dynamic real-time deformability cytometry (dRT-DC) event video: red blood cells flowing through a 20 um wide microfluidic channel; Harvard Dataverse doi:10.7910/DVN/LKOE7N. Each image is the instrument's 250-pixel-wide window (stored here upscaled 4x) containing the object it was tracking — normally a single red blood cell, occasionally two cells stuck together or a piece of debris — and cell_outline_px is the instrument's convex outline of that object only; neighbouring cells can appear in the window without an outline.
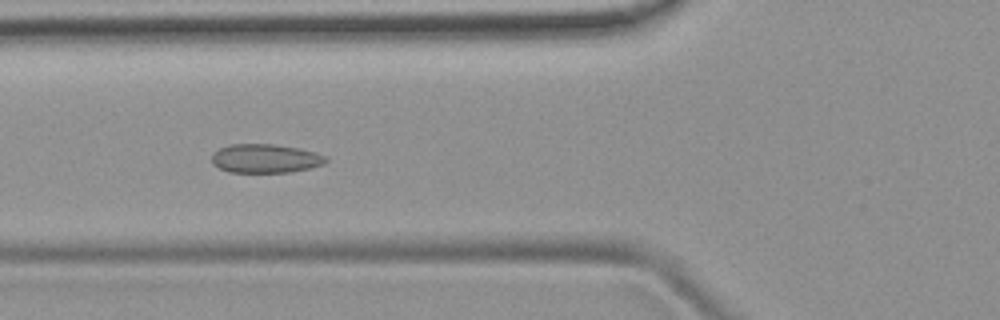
{"species": "common noctule bat (a hibernating species)", "species_latin": "Nyctalus noctula", "temperature_condition": "room temperature", "stored_images_in_passage": 52, "camera_frame_rate_fps": 3000, "um_per_image_px": 0.085, "animal": {"sex": "female", "body_mass_g": 19.9}, "frame": {"image": 1, "passage_image": 20, "time_ms": 6.333, "image_size_px": [1000, 320], "cell_outline_px": [[328, 160], [324, 164], [292, 172], [228, 172], [212, 164], [212, 152], [228, 144], [276, 144], [316, 152], [328, 156]], "centroid_in_image_um": [22.55, 13.46], "position_along_channel_um": 103.2, "area_um2": 19.31}}
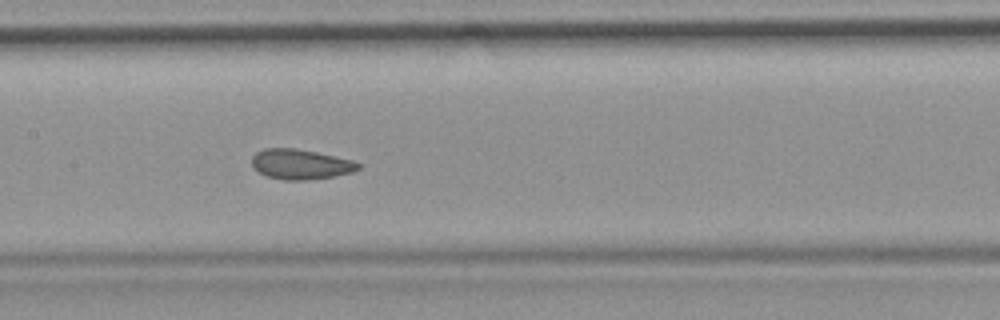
{"frame": {"image": 2, "passage_image": 26, "time_ms": 8.333, "image_size_px": [1000, 320], "cell_outline_px": [[360, 168], [352, 172], [332, 176], [308, 180], [284, 180], [268, 176], [252, 168], [252, 156], [256, 152], [264, 148], [296, 148], [316, 152], [352, 160], [360, 164]], "centroid_in_image_um": [25.52, 13.95], "position_along_channel_um": 181.9, "area_um2": 18.55}}
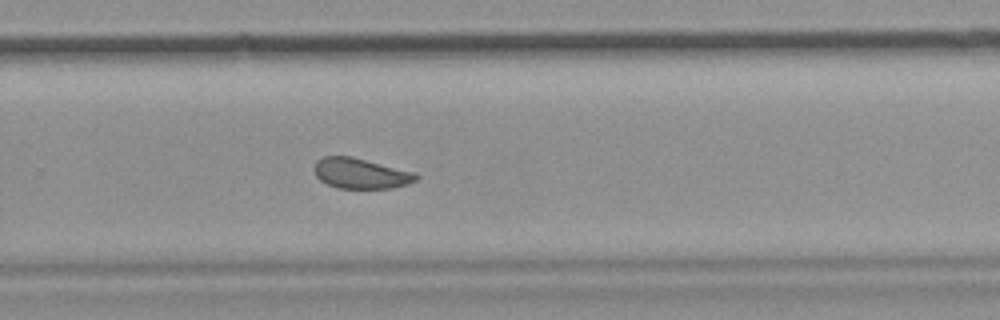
{"frame": {"image": 3, "passage_image": 35, "time_ms": 11.333, "image_size_px": [1000, 320], "cell_outline_px": [[420, 176], [416, 180], [408, 184], [392, 188], [336, 188], [320, 180], [316, 176], [316, 160], [324, 156], [352, 156], [416, 172]], "centroid_in_image_um": [30.7, 14.73], "position_along_channel_um": 299.1, "area_um2": 18.09}, "authors_computed_cell_mechanics": {"area_um2": 19.4497, "velocity_mm_per_s": 3.9183, "shape_relaxation_time_tau1_ms": null, "shape_relaxation_time_tau2_ms": 1.357, "deformation_change_tau1": null, "deformation_change_tau2": 0.0641}}